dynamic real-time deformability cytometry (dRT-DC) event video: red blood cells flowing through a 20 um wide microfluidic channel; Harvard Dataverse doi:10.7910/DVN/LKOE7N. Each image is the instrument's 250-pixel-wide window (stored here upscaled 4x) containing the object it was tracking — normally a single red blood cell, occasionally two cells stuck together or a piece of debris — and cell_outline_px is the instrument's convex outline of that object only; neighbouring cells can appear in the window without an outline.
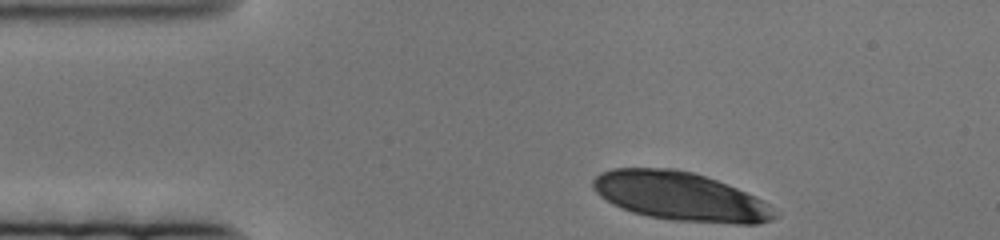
{"species": "human", "species_latin": "Homo sapiens", "temperature_condition": "cold", "stored_images_in_passage": 53, "camera_frame_rate_fps": 3000, "um_per_image_px": 0.085, "donor": {"sex": "female"}, "frame": {"image": 1, "passage_image": 1, "time_ms": 0.0, "image_size_px": [1000, 240], "cell_outline_px": [[780, 216], [772, 220], [756, 224], [736, 224], [672, 220], [648, 216], [632, 212], [620, 208], [612, 204], [600, 196], [592, 188], [592, 180], [600, 172], [612, 168], [676, 168], [692, 172], [716, 180], [756, 196], [780, 212]], "centroid_in_image_um": [57.84, 16.7], "position_along_channel_um": 27.2, "area_um2": 51.9}}